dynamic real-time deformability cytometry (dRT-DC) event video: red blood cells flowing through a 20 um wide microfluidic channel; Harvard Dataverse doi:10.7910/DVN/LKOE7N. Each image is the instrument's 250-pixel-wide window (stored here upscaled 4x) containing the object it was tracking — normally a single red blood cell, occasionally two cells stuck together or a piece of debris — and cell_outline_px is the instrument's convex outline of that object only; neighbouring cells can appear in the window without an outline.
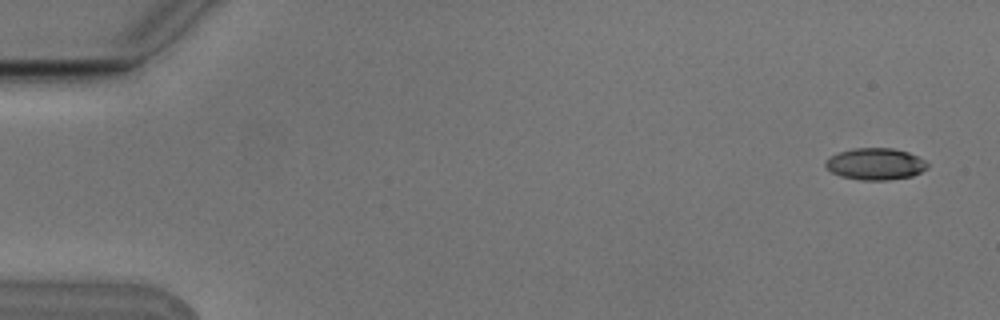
{"species": "Egyptian fruit bat (a non-hibernating species)", "species_latin": "Rousettus aegyptiacus", "temperature_condition": "cold", "stored_images_in_passage": 6, "camera_frame_rate_fps": 3000, "um_per_image_px": 0.085, "animal": {"sex": "male"}, "frame": {"image": 1, "passage_image": 1, "time_ms": 0.0, "image_size_px": [1000, 320], "cell_outline_px": [[928, 168], [912, 176], [888, 180], [860, 180], [840, 176], [832, 172], [824, 164], [824, 160], [840, 152], [856, 148], [892, 148], [908, 152], [924, 160], [928, 164]], "centroid_in_image_um": [74.41, 13.94], "position_along_channel_um": 10.6, "area_um2": 18.73}}